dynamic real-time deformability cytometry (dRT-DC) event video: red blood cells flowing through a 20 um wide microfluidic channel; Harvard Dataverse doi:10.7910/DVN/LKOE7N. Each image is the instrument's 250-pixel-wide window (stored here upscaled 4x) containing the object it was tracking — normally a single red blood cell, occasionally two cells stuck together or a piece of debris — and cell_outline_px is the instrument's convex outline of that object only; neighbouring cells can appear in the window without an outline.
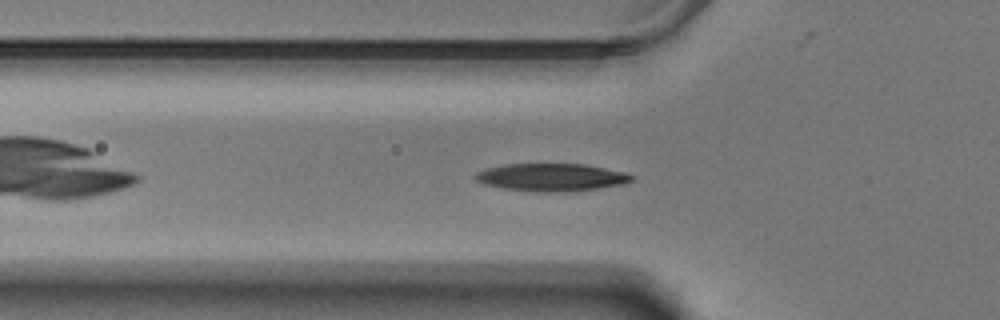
{"species": "Egyptian fruit bat (a non-hibernating species)", "species_latin": "Rousettus aegyptiacus", "temperature_condition": "warm", "stored_images_in_passage": 41, "camera_frame_rate_fps": 3000, "um_per_image_px": 0.085, "animal": {"sex": "male"}, "frame": {"image": 1, "passage_image": 8, "time_ms": 2.333, "image_size_px": [1000, 320], "cell_outline_px": [[636, 176], [632, 180], [624, 184], [596, 188], [556, 192], [544, 192], [504, 188], [484, 184], [476, 180], [472, 176], [476, 172], [488, 168], [504, 164], [584, 164], [624, 172]], "centroid_in_image_um": [46.85, 15.06], "position_along_channel_um": 78.9, "area_um2": 24.91}}
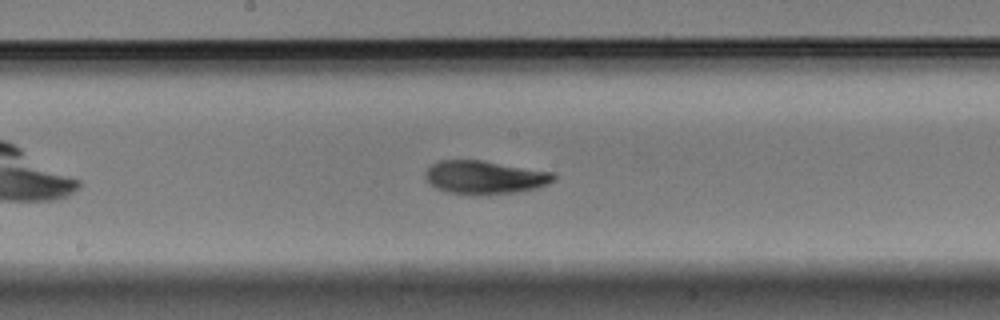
{"frame": {"image": 2, "passage_image": 19, "time_ms": 6.0, "image_size_px": [1000, 320], "cell_outline_px": [[556, 180], [548, 184], [536, 188], [516, 192], [448, 192], [436, 188], [424, 176], [428, 168], [432, 164], [440, 160], [480, 160], [556, 172]], "centroid_in_image_um": [41.27, 15.02], "position_along_channel_um": 206.9, "area_um2": 24.16}}
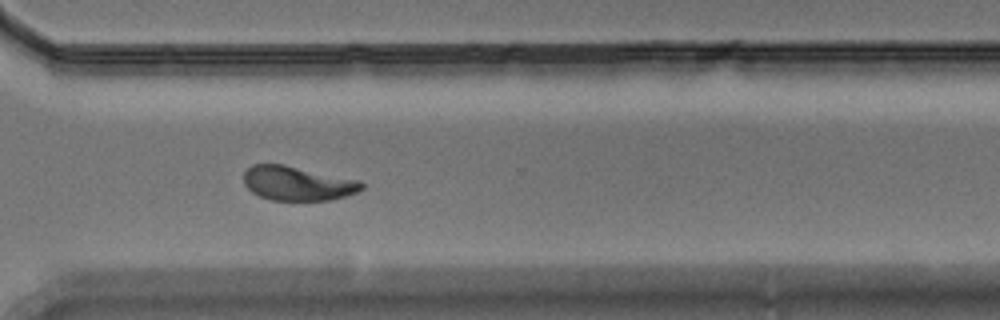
{"frame": {"image": 3, "passage_image": 31, "time_ms": 10.0, "image_size_px": [1000, 320], "cell_outline_px": [[364, 188], [356, 192], [332, 200], [272, 200], [260, 196], [252, 192], [244, 184], [244, 172], [252, 164], [284, 164], [360, 180], [364, 184]], "centroid_in_image_um": [25.29, 15.58], "position_along_channel_um": 345.3, "area_um2": 23.58}, "authors_computed_cell_mechanics": {"area_um2": 24.1604, "velocity_mm_per_s": 3.4618, "shape_relaxation_time_tau1_ms": 3.4528, "shape_relaxation_time_tau2_ms": 2.6717, "deformation_change_tau1": 0.1521, "deformation_change_tau2": 0.0863}}